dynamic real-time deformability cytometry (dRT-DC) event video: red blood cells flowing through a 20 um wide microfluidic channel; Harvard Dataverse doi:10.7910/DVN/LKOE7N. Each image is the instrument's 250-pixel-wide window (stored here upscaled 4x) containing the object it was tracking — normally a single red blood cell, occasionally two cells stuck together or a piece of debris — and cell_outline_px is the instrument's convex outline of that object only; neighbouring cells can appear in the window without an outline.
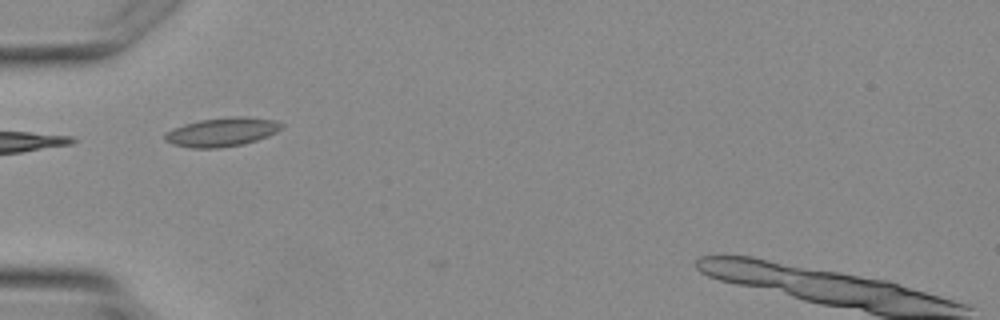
{"species": "Egyptian fruit bat (a non-hibernating species)", "species_latin": "Rousettus aegyptiacus", "temperature_condition": "warm", "stored_images_in_passage": 2, "camera_frame_rate_fps": 3000, "um_per_image_px": 0.085, "animal": {"sex": "female"}, "frame": {"image": 1, "passage_image": 2, "time_ms": 1.0, "image_size_px": [1000, 320], "cell_outline_px": [[284, 124], [276, 132], [268, 136], [244, 144], [220, 148], [188, 148], [172, 144], [164, 140], [164, 132], [184, 124], [200, 120], [236, 116], [244, 116], [276, 120]], "centroid_in_image_um": [18.84, 11.23], "position_along_channel_um": 66.2, "area_um2": 19.71}}